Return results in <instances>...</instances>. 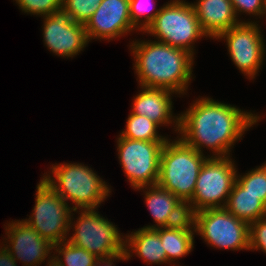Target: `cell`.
<instances>
[{"instance_id": "cell-7", "label": "cell", "mask_w": 266, "mask_h": 266, "mask_svg": "<svg viewBox=\"0 0 266 266\" xmlns=\"http://www.w3.org/2000/svg\"><path fill=\"white\" fill-rule=\"evenodd\" d=\"M72 212H80L76 222L70 218V230L75 231L67 241L83 248L96 258H109L124 253V235L121 236L118 228L112 222L100 216L95 209H77Z\"/></svg>"}, {"instance_id": "cell-5", "label": "cell", "mask_w": 266, "mask_h": 266, "mask_svg": "<svg viewBox=\"0 0 266 266\" xmlns=\"http://www.w3.org/2000/svg\"><path fill=\"white\" fill-rule=\"evenodd\" d=\"M157 41L181 48L194 56L193 43L206 36L191 3L171 0L160 8L154 21L144 30Z\"/></svg>"}, {"instance_id": "cell-25", "label": "cell", "mask_w": 266, "mask_h": 266, "mask_svg": "<svg viewBox=\"0 0 266 266\" xmlns=\"http://www.w3.org/2000/svg\"><path fill=\"white\" fill-rule=\"evenodd\" d=\"M150 6L151 4H149L148 1L129 0V10H130L131 21H132V24L138 29V31L139 29L140 31L146 30V28L154 21L156 15L160 12V8H159V9H155L153 13L149 14L148 12H150L151 10ZM144 15H145L144 19L141 20Z\"/></svg>"}, {"instance_id": "cell-13", "label": "cell", "mask_w": 266, "mask_h": 266, "mask_svg": "<svg viewBox=\"0 0 266 266\" xmlns=\"http://www.w3.org/2000/svg\"><path fill=\"white\" fill-rule=\"evenodd\" d=\"M84 27L89 41H109L137 30L131 21L129 0H102Z\"/></svg>"}, {"instance_id": "cell-1", "label": "cell", "mask_w": 266, "mask_h": 266, "mask_svg": "<svg viewBox=\"0 0 266 266\" xmlns=\"http://www.w3.org/2000/svg\"><path fill=\"white\" fill-rule=\"evenodd\" d=\"M189 107L179 114L180 139L201 154L204 146L210 149L213 156L209 157L230 156L235 142L261 117L209 97H201Z\"/></svg>"}, {"instance_id": "cell-22", "label": "cell", "mask_w": 266, "mask_h": 266, "mask_svg": "<svg viewBox=\"0 0 266 266\" xmlns=\"http://www.w3.org/2000/svg\"><path fill=\"white\" fill-rule=\"evenodd\" d=\"M53 250L58 253V256L54 257L62 266H94L98 259L87 250L79 248L67 240L54 245Z\"/></svg>"}, {"instance_id": "cell-4", "label": "cell", "mask_w": 266, "mask_h": 266, "mask_svg": "<svg viewBox=\"0 0 266 266\" xmlns=\"http://www.w3.org/2000/svg\"><path fill=\"white\" fill-rule=\"evenodd\" d=\"M52 175L42 177L74 209H96L111 193L106 185L88 166L77 163L55 164L50 167Z\"/></svg>"}, {"instance_id": "cell-30", "label": "cell", "mask_w": 266, "mask_h": 266, "mask_svg": "<svg viewBox=\"0 0 266 266\" xmlns=\"http://www.w3.org/2000/svg\"><path fill=\"white\" fill-rule=\"evenodd\" d=\"M127 260L126 259V255L125 253L122 254H118V255H114L112 257L109 258H102V259H97V261L95 262L94 266H115L114 262L115 260ZM102 264V265H101Z\"/></svg>"}, {"instance_id": "cell-8", "label": "cell", "mask_w": 266, "mask_h": 266, "mask_svg": "<svg viewBox=\"0 0 266 266\" xmlns=\"http://www.w3.org/2000/svg\"><path fill=\"white\" fill-rule=\"evenodd\" d=\"M36 189L33 213L24 221L54 246L67 240L73 209L43 178Z\"/></svg>"}, {"instance_id": "cell-23", "label": "cell", "mask_w": 266, "mask_h": 266, "mask_svg": "<svg viewBox=\"0 0 266 266\" xmlns=\"http://www.w3.org/2000/svg\"><path fill=\"white\" fill-rule=\"evenodd\" d=\"M236 182L246 192L260 197V200L266 204V163L248 171L243 176L236 174Z\"/></svg>"}, {"instance_id": "cell-28", "label": "cell", "mask_w": 266, "mask_h": 266, "mask_svg": "<svg viewBox=\"0 0 266 266\" xmlns=\"http://www.w3.org/2000/svg\"><path fill=\"white\" fill-rule=\"evenodd\" d=\"M236 17L243 13L251 14L254 16L266 15V2L265 0H231ZM239 13V14H238ZM265 14V15H264Z\"/></svg>"}, {"instance_id": "cell-9", "label": "cell", "mask_w": 266, "mask_h": 266, "mask_svg": "<svg viewBox=\"0 0 266 266\" xmlns=\"http://www.w3.org/2000/svg\"><path fill=\"white\" fill-rule=\"evenodd\" d=\"M197 232L208 245L227 250H249V224L225 207L209 208L191 216Z\"/></svg>"}, {"instance_id": "cell-15", "label": "cell", "mask_w": 266, "mask_h": 266, "mask_svg": "<svg viewBox=\"0 0 266 266\" xmlns=\"http://www.w3.org/2000/svg\"><path fill=\"white\" fill-rule=\"evenodd\" d=\"M145 202L153 216L156 225H147L143 228L155 229L170 227L185 221L189 215L186 205L173 193L157 185L143 186L137 190H145Z\"/></svg>"}, {"instance_id": "cell-17", "label": "cell", "mask_w": 266, "mask_h": 266, "mask_svg": "<svg viewBox=\"0 0 266 266\" xmlns=\"http://www.w3.org/2000/svg\"><path fill=\"white\" fill-rule=\"evenodd\" d=\"M191 4L202 30L211 39H216L241 21L235 15L231 0H197Z\"/></svg>"}, {"instance_id": "cell-6", "label": "cell", "mask_w": 266, "mask_h": 266, "mask_svg": "<svg viewBox=\"0 0 266 266\" xmlns=\"http://www.w3.org/2000/svg\"><path fill=\"white\" fill-rule=\"evenodd\" d=\"M234 164L230 156L208 157L205 160L198 174L192 200L186 205L189 216L204 209L226 206L236 181L237 170Z\"/></svg>"}, {"instance_id": "cell-10", "label": "cell", "mask_w": 266, "mask_h": 266, "mask_svg": "<svg viewBox=\"0 0 266 266\" xmlns=\"http://www.w3.org/2000/svg\"><path fill=\"white\" fill-rule=\"evenodd\" d=\"M165 142L132 140L118 137L119 163L133 189L157 185L160 154Z\"/></svg>"}, {"instance_id": "cell-29", "label": "cell", "mask_w": 266, "mask_h": 266, "mask_svg": "<svg viewBox=\"0 0 266 266\" xmlns=\"http://www.w3.org/2000/svg\"><path fill=\"white\" fill-rule=\"evenodd\" d=\"M0 266H17L11 253L5 248H0Z\"/></svg>"}, {"instance_id": "cell-2", "label": "cell", "mask_w": 266, "mask_h": 266, "mask_svg": "<svg viewBox=\"0 0 266 266\" xmlns=\"http://www.w3.org/2000/svg\"><path fill=\"white\" fill-rule=\"evenodd\" d=\"M131 52L141 87L164 88L185 94L192 79L194 56L160 41H133Z\"/></svg>"}, {"instance_id": "cell-27", "label": "cell", "mask_w": 266, "mask_h": 266, "mask_svg": "<svg viewBox=\"0 0 266 266\" xmlns=\"http://www.w3.org/2000/svg\"><path fill=\"white\" fill-rule=\"evenodd\" d=\"M252 249L266 253V217L249 224V250Z\"/></svg>"}, {"instance_id": "cell-16", "label": "cell", "mask_w": 266, "mask_h": 266, "mask_svg": "<svg viewBox=\"0 0 266 266\" xmlns=\"http://www.w3.org/2000/svg\"><path fill=\"white\" fill-rule=\"evenodd\" d=\"M140 93L134 97L132 114L147 117L159 126L175 124V131L179 132V116H173V91L164 88L140 87ZM174 117V118H173Z\"/></svg>"}, {"instance_id": "cell-19", "label": "cell", "mask_w": 266, "mask_h": 266, "mask_svg": "<svg viewBox=\"0 0 266 266\" xmlns=\"http://www.w3.org/2000/svg\"><path fill=\"white\" fill-rule=\"evenodd\" d=\"M155 230L160 236L168 263L186 256L194 248L195 227L190 216L180 224Z\"/></svg>"}, {"instance_id": "cell-26", "label": "cell", "mask_w": 266, "mask_h": 266, "mask_svg": "<svg viewBox=\"0 0 266 266\" xmlns=\"http://www.w3.org/2000/svg\"><path fill=\"white\" fill-rule=\"evenodd\" d=\"M20 9L32 15L42 17L62 8V0H15Z\"/></svg>"}, {"instance_id": "cell-14", "label": "cell", "mask_w": 266, "mask_h": 266, "mask_svg": "<svg viewBox=\"0 0 266 266\" xmlns=\"http://www.w3.org/2000/svg\"><path fill=\"white\" fill-rule=\"evenodd\" d=\"M11 222L7 223L5 227L7 232L5 234L9 239L6 240L10 244H4V247L11 253L15 261H22L24 266L40 265L51 255L50 251L53 249V245L43 239L24 219Z\"/></svg>"}, {"instance_id": "cell-24", "label": "cell", "mask_w": 266, "mask_h": 266, "mask_svg": "<svg viewBox=\"0 0 266 266\" xmlns=\"http://www.w3.org/2000/svg\"><path fill=\"white\" fill-rule=\"evenodd\" d=\"M102 0H62V8L74 22L85 25L95 13Z\"/></svg>"}, {"instance_id": "cell-18", "label": "cell", "mask_w": 266, "mask_h": 266, "mask_svg": "<svg viewBox=\"0 0 266 266\" xmlns=\"http://www.w3.org/2000/svg\"><path fill=\"white\" fill-rule=\"evenodd\" d=\"M134 252L137 257L148 264L167 263L165 249L155 229L141 228L125 236L126 259L129 260Z\"/></svg>"}, {"instance_id": "cell-12", "label": "cell", "mask_w": 266, "mask_h": 266, "mask_svg": "<svg viewBox=\"0 0 266 266\" xmlns=\"http://www.w3.org/2000/svg\"><path fill=\"white\" fill-rule=\"evenodd\" d=\"M43 19V41L54 54L72 58L89 43L84 25L74 22L63 8Z\"/></svg>"}, {"instance_id": "cell-31", "label": "cell", "mask_w": 266, "mask_h": 266, "mask_svg": "<svg viewBox=\"0 0 266 266\" xmlns=\"http://www.w3.org/2000/svg\"><path fill=\"white\" fill-rule=\"evenodd\" d=\"M55 253L53 254V256L48 257V265L47 266H62L59 261H57V259L54 257Z\"/></svg>"}, {"instance_id": "cell-11", "label": "cell", "mask_w": 266, "mask_h": 266, "mask_svg": "<svg viewBox=\"0 0 266 266\" xmlns=\"http://www.w3.org/2000/svg\"><path fill=\"white\" fill-rule=\"evenodd\" d=\"M260 27L255 22L241 21L216 39H225L231 60L249 79H253L263 65L266 48Z\"/></svg>"}, {"instance_id": "cell-21", "label": "cell", "mask_w": 266, "mask_h": 266, "mask_svg": "<svg viewBox=\"0 0 266 266\" xmlns=\"http://www.w3.org/2000/svg\"><path fill=\"white\" fill-rule=\"evenodd\" d=\"M158 128H160L159 125L147 117L130 113L126 128L119 136L132 140L167 141V137L158 134Z\"/></svg>"}, {"instance_id": "cell-20", "label": "cell", "mask_w": 266, "mask_h": 266, "mask_svg": "<svg viewBox=\"0 0 266 266\" xmlns=\"http://www.w3.org/2000/svg\"><path fill=\"white\" fill-rule=\"evenodd\" d=\"M225 208L236 218L248 224L266 217V204L260 200V197L246 192L236 181Z\"/></svg>"}, {"instance_id": "cell-3", "label": "cell", "mask_w": 266, "mask_h": 266, "mask_svg": "<svg viewBox=\"0 0 266 266\" xmlns=\"http://www.w3.org/2000/svg\"><path fill=\"white\" fill-rule=\"evenodd\" d=\"M167 140L160 154L158 185L187 205L193 197L199 171L208 158L186 145L179 136Z\"/></svg>"}]
</instances>
